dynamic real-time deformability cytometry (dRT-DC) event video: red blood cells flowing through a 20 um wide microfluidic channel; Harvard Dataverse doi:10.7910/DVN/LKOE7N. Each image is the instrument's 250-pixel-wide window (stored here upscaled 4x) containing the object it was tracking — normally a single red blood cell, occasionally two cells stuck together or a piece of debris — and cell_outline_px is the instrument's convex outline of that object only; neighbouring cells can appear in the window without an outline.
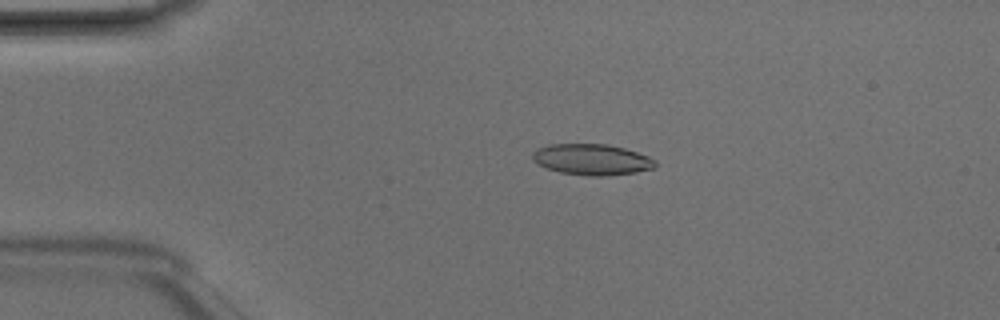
{"species": "Egyptian fruit bat (a non-hibernating species)", "species_latin": "Rousettus aegyptiacus", "temperature_condition": "room temperature", "stored_images_in_passage": 3, "camera_frame_rate_fps": 3000, "um_per_image_px": 0.085, "animal": {"sex": "male"}, "frame": {"image": 1, "passage_image": 2, "time_ms": 0.333, "image_size_px": [1000, 320], "cell_outline_px": [[656, 168], [636, 172], [604, 176], [588, 176], [560, 172], [544, 168], [536, 164], [532, 160], [532, 152], [536, 148], [548, 144], [608, 144], [624, 148], [648, 156], [656, 160]], "centroid_in_image_um": [50.27, 13.56], "position_along_channel_um": 34.7, "area_um2": 22.48}}